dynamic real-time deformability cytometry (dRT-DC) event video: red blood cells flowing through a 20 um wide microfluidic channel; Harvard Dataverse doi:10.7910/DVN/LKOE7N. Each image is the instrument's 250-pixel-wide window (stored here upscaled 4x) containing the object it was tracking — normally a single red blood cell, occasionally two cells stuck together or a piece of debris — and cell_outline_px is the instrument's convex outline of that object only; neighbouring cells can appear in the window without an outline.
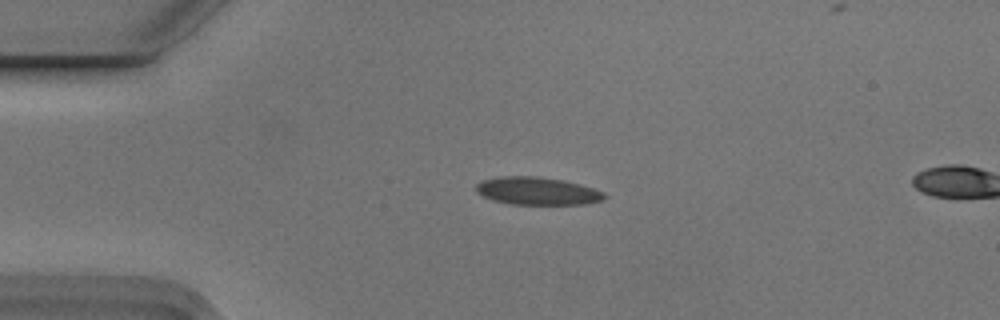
{"species": "Egyptian fruit bat (a non-hibernating species)", "species_latin": "Rousettus aegyptiacus", "temperature_condition": "cold", "stored_images_in_passage": 6, "camera_frame_rate_fps": 3000, "um_per_image_px": 0.085, "animal": {"sex": "male"}, "frame": {"image": 1, "passage_image": 3, "time_ms": 0.667, "image_size_px": [1000, 320], "cell_outline_px": [[608, 196], [604, 200], [588, 204], [508, 204], [492, 200], [476, 192], [476, 184], [484, 180], [500, 176], [536, 176], [564, 180], [592, 188], [604, 192]], "centroid_in_image_um": [45.69, 16.24], "position_along_channel_um": 39.3, "area_um2": 20.81}}